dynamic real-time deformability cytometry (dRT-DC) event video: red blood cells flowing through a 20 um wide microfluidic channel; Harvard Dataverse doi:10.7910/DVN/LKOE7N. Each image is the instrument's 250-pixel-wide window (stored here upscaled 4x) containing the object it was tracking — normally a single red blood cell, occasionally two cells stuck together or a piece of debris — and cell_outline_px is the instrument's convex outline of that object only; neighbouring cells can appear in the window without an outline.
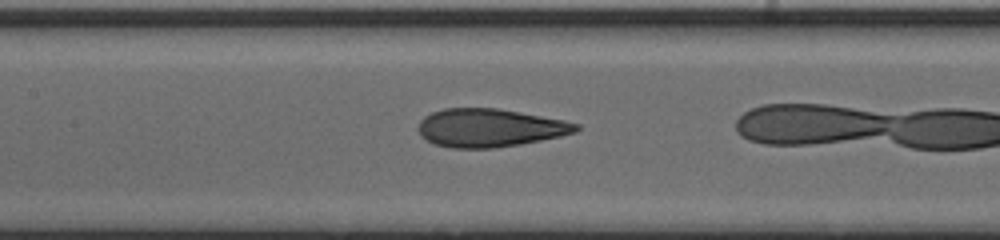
{"species": "human", "species_latin": "Homo sapiens", "temperature_condition": "cold", "stored_images_in_passage": 34, "camera_frame_rate_fps": 3000, "um_per_image_px": 0.085, "donor": {"sex": "male"}, "frame": {"image": 1, "passage_image": 24, "time_ms": 7.667, "image_size_px": [1000, 240], "cell_outline_px": [[580, 128], [576, 132], [560, 136], [520, 144], [492, 148], [452, 148], [436, 144], [420, 136], [416, 128], [420, 120], [424, 116], [432, 112], [444, 108], [496, 108], [520, 112], [564, 120], [580, 124]], "centroid_in_image_um": [41.6, 10.86], "position_along_channel_um": 165.8, "area_um2": 35.14}}
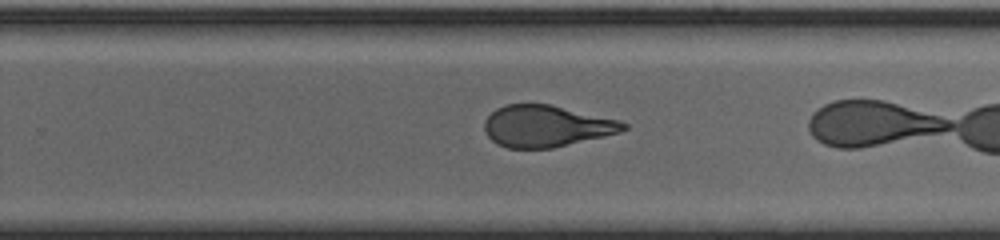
{"frame": {"image": 2, "passage_image": 33, "time_ms": 10.667, "image_size_px": [1000, 240], "cell_outline_px": [[628, 128], [620, 132], [604, 136], [552, 148], [508, 148], [496, 144], [488, 136], [484, 128], [484, 120], [496, 108], [508, 104], [548, 104], [620, 120], [628, 124]], "centroid_in_image_um": [46.43, 10.72], "position_along_channel_um": 283.4, "area_um2": 33.52}}